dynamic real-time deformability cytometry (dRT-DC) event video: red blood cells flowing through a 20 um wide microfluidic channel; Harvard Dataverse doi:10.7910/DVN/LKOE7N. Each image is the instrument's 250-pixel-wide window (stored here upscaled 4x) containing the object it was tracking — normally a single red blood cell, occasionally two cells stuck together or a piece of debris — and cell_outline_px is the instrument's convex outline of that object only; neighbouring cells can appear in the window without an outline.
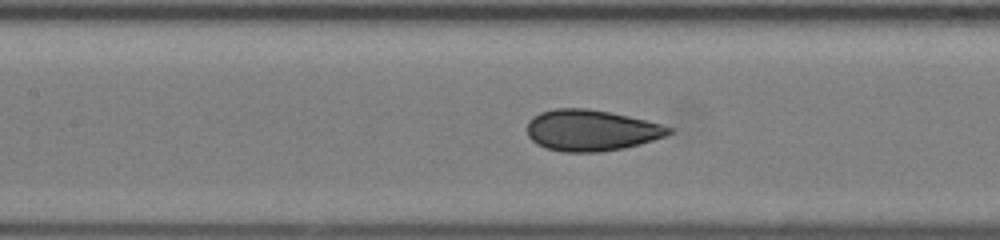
{"species": "human", "species_latin": "Homo sapiens", "temperature_condition": "room temperature", "stored_images_in_passage": 20, "camera_frame_rate_fps": 3000, "um_per_image_px": 0.085, "donor": {"sex": "female"}, "frame": {"image": 1, "passage_image": 15, "time_ms": 4.667, "image_size_px": [1000, 240], "cell_outline_px": [[672, 132], [664, 136], [640, 144], [624, 148], [600, 152], [564, 152], [544, 148], [536, 144], [528, 136], [528, 120], [532, 116], [540, 112], [556, 108], [588, 108], [612, 112], [660, 124], [672, 128]], "centroid_in_image_um": [50.2, 11.08], "position_along_channel_um": 157.2, "area_um2": 34.04}}
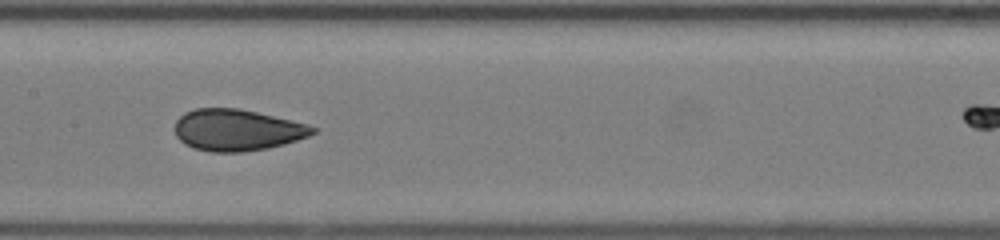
{"frame": {"image": 2, "passage_image": 17, "time_ms": 5.333, "image_size_px": [1000, 240], "cell_outline_px": [[316, 132], [308, 136], [284, 144], [268, 148], [240, 152], [212, 152], [192, 148], [184, 144], [176, 136], [172, 128], [176, 120], [184, 112], [192, 108], [236, 108], [256, 112], [308, 124], [316, 128]], "centroid_in_image_um": [20.08, 11.05], "position_along_channel_um": 187.3, "area_um2": 33.52}}